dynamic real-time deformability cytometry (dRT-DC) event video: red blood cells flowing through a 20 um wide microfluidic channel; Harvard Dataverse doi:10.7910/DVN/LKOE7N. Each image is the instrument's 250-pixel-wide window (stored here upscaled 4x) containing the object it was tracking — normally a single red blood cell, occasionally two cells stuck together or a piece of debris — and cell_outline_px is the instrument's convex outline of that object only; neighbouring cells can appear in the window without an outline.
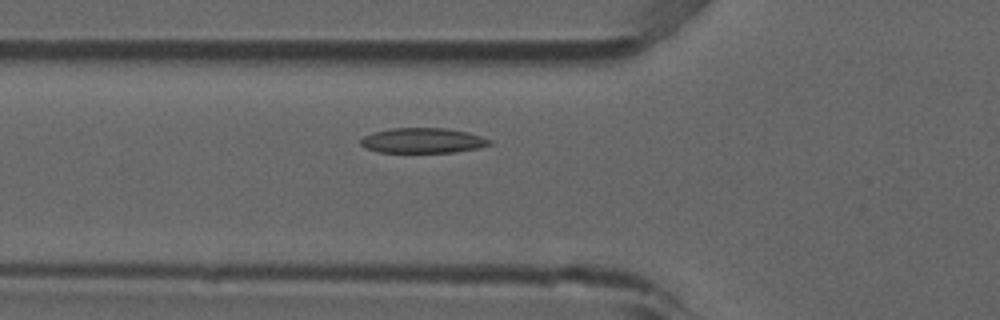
{"species": "common noctule bat (a hibernating species)", "species_latin": "Nyctalus noctula", "temperature_condition": "room temperature", "stored_images_in_passage": 38, "camera_frame_rate_fps": 3000, "um_per_image_px": 0.085, "animal": {"sex": "male", "forearm_length_mm": 52.5}, "frame": {"image": 1, "passage_image": 6, "time_ms": 1.667, "image_size_px": [1000, 320], "cell_outline_px": [[492, 144], [476, 148], [456, 152], [380, 152], [364, 148], [360, 144], [360, 140], [364, 136], [372, 132], [392, 128], [448, 128], [468, 132], [492, 140]], "centroid_in_image_um": [35.92, 11.94], "position_along_channel_um": 89.9, "area_um2": 18.9}}